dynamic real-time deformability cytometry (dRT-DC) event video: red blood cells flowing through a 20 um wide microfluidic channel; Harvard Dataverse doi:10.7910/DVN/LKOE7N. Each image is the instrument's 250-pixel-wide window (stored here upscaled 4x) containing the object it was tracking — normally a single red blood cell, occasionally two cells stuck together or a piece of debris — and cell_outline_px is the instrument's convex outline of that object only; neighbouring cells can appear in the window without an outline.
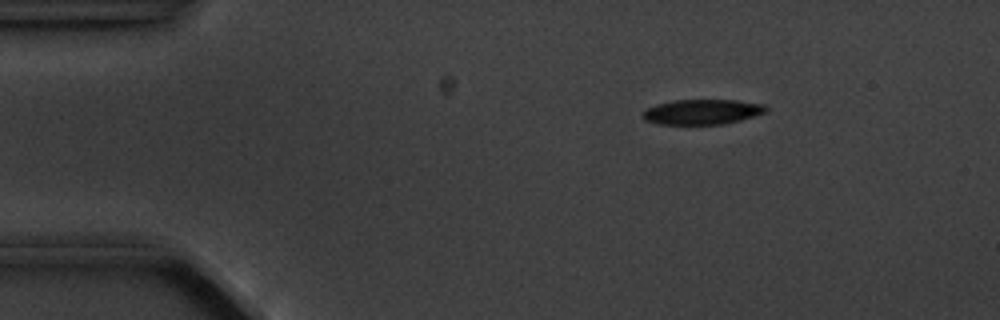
{"species": "common noctule bat (a hibernating species)", "species_latin": "Nyctalus noctula", "temperature_condition": "cold", "stored_images_in_passage": 6, "camera_frame_rate_fps": 3000, "um_per_image_px": 0.085, "animal": {"sex": "male", "body_mass_g": 20.1, "forearm_length_mm": 53.5}, "frame": {"image": 1, "passage_image": 6, "time_ms": 6.0, "image_size_px": [1000, 320], "cell_outline_px": [[768, 112], [740, 120], [724, 124], [656, 124], [644, 120], [640, 116], [640, 112], [656, 104], [672, 100], [736, 100], [764, 104], [768, 108]], "centroid_in_image_um": [59.66, 9.51], "position_along_channel_um": 25.3, "area_um2": 18.26}}